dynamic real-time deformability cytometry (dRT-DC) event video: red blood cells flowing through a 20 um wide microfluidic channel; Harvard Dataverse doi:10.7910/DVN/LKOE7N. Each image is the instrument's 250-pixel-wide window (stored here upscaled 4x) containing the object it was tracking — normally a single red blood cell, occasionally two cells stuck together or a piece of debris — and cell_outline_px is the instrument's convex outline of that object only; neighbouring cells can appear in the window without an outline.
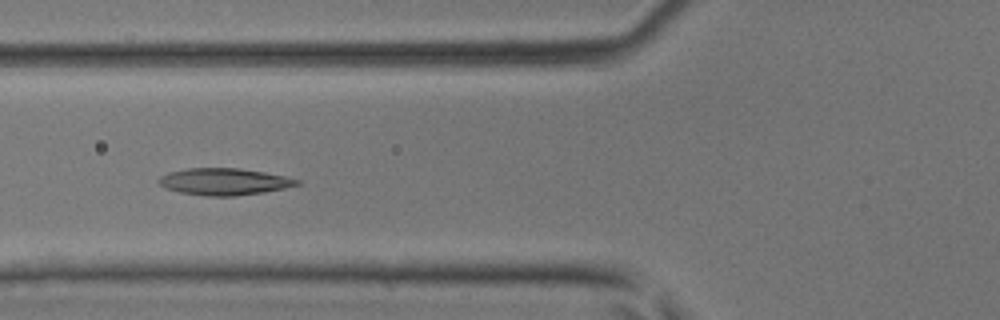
{"species": "common noctule bat (a hibernating species)", "species_latin": "Nyctalus noctula", "temperature_condition": "room temperature", "stored_images_in_passage": 44, "camera_frame_rate_fps": 3000, "um_per_image_px": 0.085, "animal": {"sex": "male", "body_mass_g": 17.9, "forearm_length_mm": 54.2}, "frame": {"image": 1, "passage_image": 17, "time_ms": 5.333, "image_size_px": [1000, 320], "cell_outline_px": [[300, 184], [284, 188], [264, 192], [232, 196], [208, 196], [180, 192], [164, 188], [156, 180], [160, 176], [168, 172], [188, 168], [240, 168], [264, 172], [284, 176], [300, 180]], "centroid_in_image_um": [19.02, 15.43], "position_along_channel_um": 106.8, "area_um2": 21.56}}
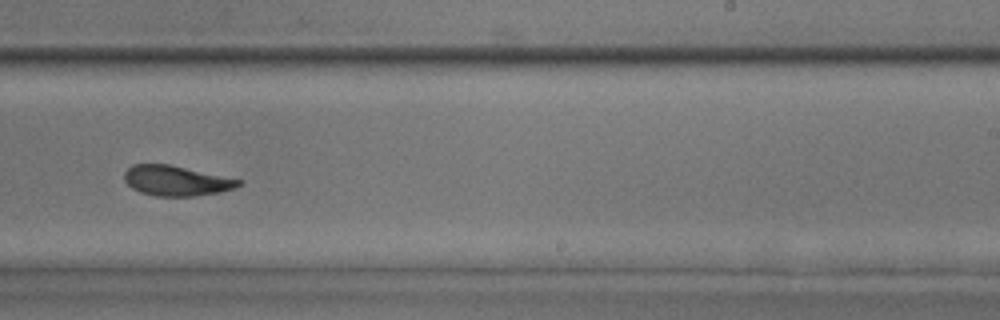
{"frame": {"image": 2, "passage_image": 28, "time_ms": 9.0, "image_size_px": [1000, 320], "cell_outline_px": [[244, 180], [236, 188], [220, 192], [192, 196], [156, 196], [140, 192], [132, 188], [124, 180], [124, 172], [132, 164], [168, 164]], "centroid_in_image_um": [14.98, 15.36], "position_along_channel_um": 274.0, "area_um2": 20.06}}
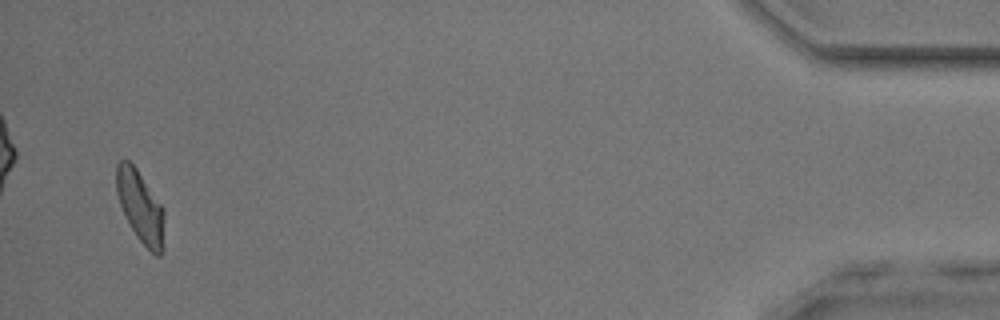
{"frame": {"image": 3, "passage_image": 43, "time_ms": 14.0, "image_size_px": [1000, 320], "cell_outline_px": [[164, 248], [160, 256], [156, 256], [136, 236], [124, 216], [116, 192], [116, 164], [120, 160], [128, 160], [136, 168], [164, 208]], "centroid_in_image_um": [11.94, 17.59], "position_along_channel_um": 423.3, "area_um2": 20.17}}